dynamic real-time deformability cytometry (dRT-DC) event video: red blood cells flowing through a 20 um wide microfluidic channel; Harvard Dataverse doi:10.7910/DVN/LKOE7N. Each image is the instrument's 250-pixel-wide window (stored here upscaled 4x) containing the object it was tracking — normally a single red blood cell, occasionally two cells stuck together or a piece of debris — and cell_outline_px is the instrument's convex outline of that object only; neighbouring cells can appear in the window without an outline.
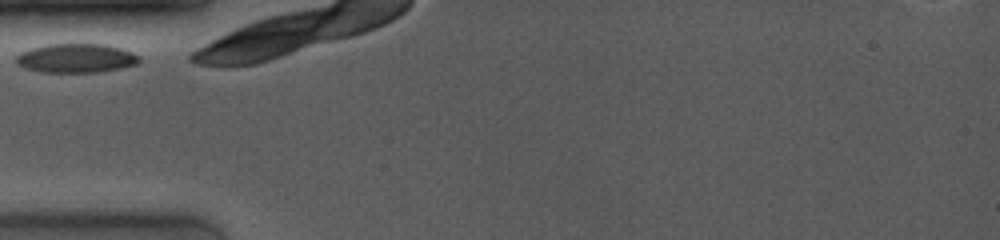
{"species": "common noctule bat (a hibernating species)", "species_latin": "Nyctalus noctula", "temperature_condition": "room temperature", "stored_images_in_passage": 2, "camera_frame_rate_fps": 4000, "um_per_image_px": 0.085, "animal": {"sex": "female", "body_mass_g": 19.0, "forearm_length_mm": 53.3}, "frame": {"image": 1, "passage_image": 1, "time_ms": 0.0, "image_size_px": [1000, 240], "cell_outline_px": [[140, 60], [136, 64], [120, 68], [96, 72], [40, 72], [24, 68], [16, 64], [16, 56], [20, 52], [32, 48], [48, 44], [104, 44], [120, 48], [132, 52], [140, 56]], "centroid_in_image_um": [6.44, 4.95], "position_along_channel_um": 78.6, "area_um2": 20.81}}